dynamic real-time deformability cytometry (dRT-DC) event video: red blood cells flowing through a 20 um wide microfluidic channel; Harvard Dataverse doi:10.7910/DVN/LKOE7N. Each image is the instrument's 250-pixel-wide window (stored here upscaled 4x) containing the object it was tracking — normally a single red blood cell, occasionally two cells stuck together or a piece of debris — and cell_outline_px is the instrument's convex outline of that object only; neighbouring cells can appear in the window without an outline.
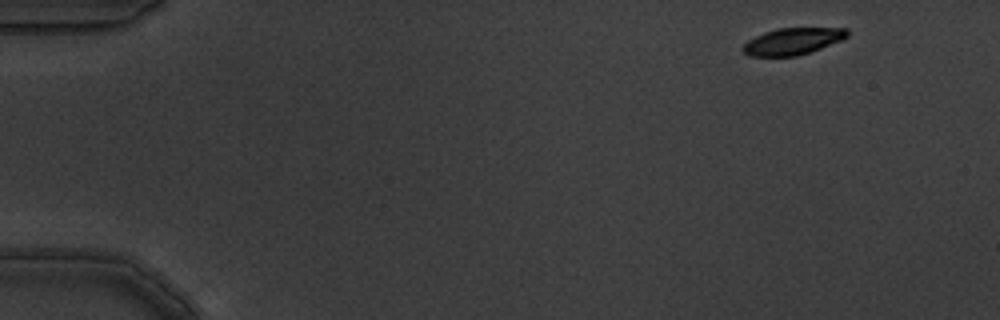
{"species": "common noctule bat (a hibernating species)", "species_latin": "Nyctalus noctula", "temperature_condition": "warm", "stored_images_in_passage": 6, "camera_frame_rate_fps": 3000, "um_per_image_px": 0.085, "animal": {"sex": "male", "body_mass_g": 19.5, "forearm_length_mm": 54.6}, "frame": {"image": 1, "passage_image": 1, "time_ms": 0.0, "image_size_px": [1000, 320], "cell_outline_px": [[848, 36], [844, 40], [796, 56], [748, 56], [740, 48], [748, 40], [764, 32], [776, 28], [848, 28]], "centroid_in_image_um": [67.37, 3.5], "position_along_channel_um": 17.6, "area_um2": 16.3}}
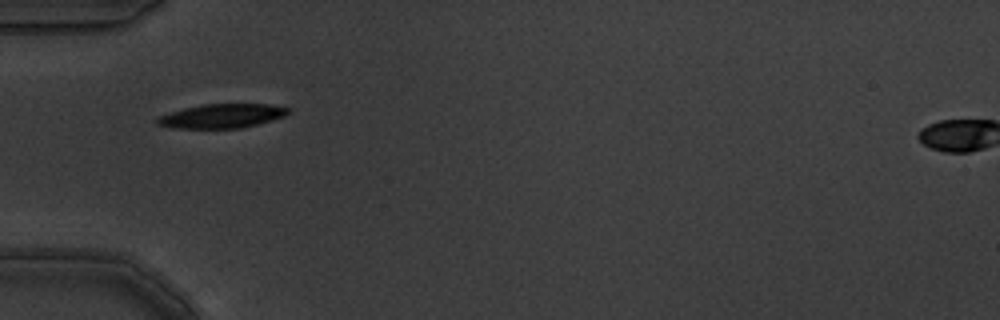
{"frame": {"image": 2, "passage_image": 5, "time_ms": 1.333, "image_size_px": [1000, 320], "cell_outline_px": [[288, 112], [284, 116], [272, 120], [240, 128], [172, 128], [156, 124], [156, 120], [160, 116], [184, 108], [204, 104], [268, 104], [288, 108]], "centroid_in_image_um": [18.84, 9.86], "position_along_channel_um": 66.2, "area_um2": 18.09}}
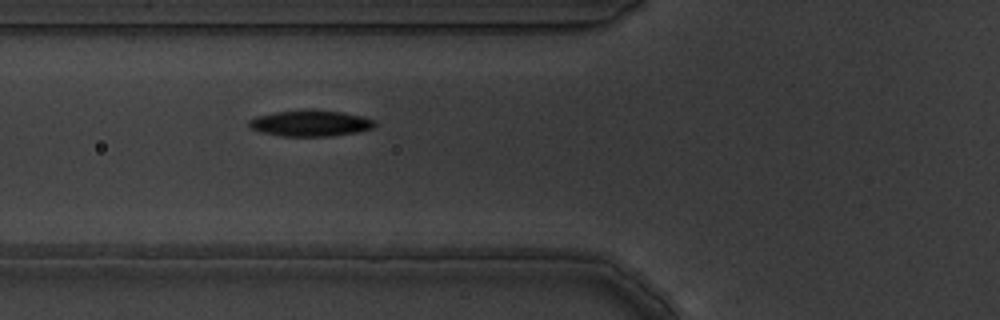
{"frame": {"image": 3, "passage_image": 6, "time_ms": 1.667, "image_size_px": [1000, 320], "cell_outline_px": [[376, 124], [372, 128], [356, 132], [332, 136], [280, 136], [260, 132], [248, 128], [248, 120], [256, 116], [276, 112], [340, 112], [360, 116], [376, 120]], "centroid_in_image_um": [26.34, 10.52], "position_along_channel_um": 99.5, "area_um2": 18.44}}